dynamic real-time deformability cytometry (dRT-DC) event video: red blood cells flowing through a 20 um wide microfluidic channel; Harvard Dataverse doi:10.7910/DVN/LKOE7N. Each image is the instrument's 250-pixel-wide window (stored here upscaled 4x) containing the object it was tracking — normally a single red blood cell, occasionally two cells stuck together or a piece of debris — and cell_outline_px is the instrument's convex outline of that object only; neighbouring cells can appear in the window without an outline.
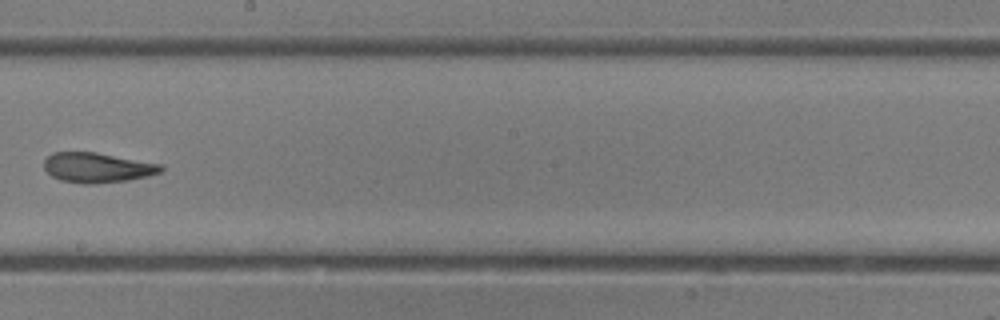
{"species": "common noctule bat (a hibernating species)", "species_latin": "Nyctalus noctula", "temperature_condition": "room temperature", "stored_images_in_passage": 35, "camera_frame_rate_fps": 3000, "um_per_image_px": 0.085, "animal": {"sex": "female"}, "frame": {"image": 1, "passage_image": 20, "time_ms": 6.333, "image_size_px": [1000, 320], "cell_outline_px": [[164, 168], [160, 172], [148, 176], [128, 180], [96, 184], [84, 184], [60, 180], [52, 176], [44, 168], [44, 160], [52, 152], [96, 152], [164, 164]], "centroid_in_image_um": [8.29, 14.24], "position_along_channel_um": 239.9, "area_um2": 20.58}}